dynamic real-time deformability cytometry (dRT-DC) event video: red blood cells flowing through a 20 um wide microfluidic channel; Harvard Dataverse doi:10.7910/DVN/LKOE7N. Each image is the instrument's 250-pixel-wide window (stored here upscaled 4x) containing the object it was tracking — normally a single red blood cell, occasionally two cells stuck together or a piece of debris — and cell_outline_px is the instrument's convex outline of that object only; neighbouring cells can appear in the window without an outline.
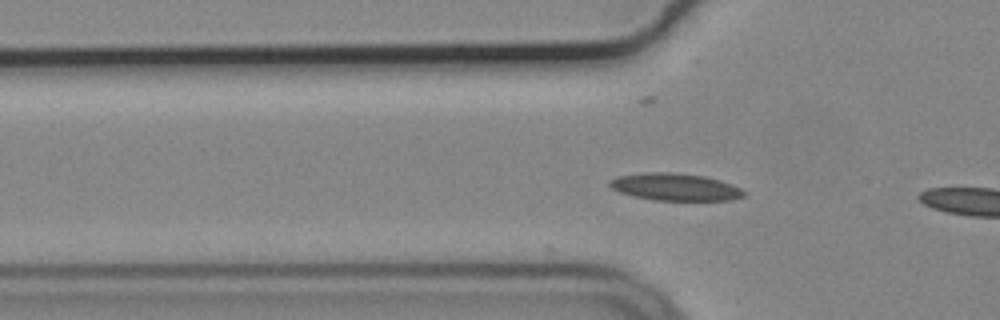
{"species": "common noctule bat (a hibernating species)", "species_latin": "Nyctalus noctula", "temperature_condition": "cold", "stored_images_in_passage": 3, "camera_frame_rate_fps": 3000, "um_per_image_px": 0.085, "animal": {"sex": "male", "body_mass_g": 19.2, "forearm_length_mm": 51.8}, "frame": {"image": 1, "passage_image": 3, "time_ms": 0.667, "image_size_px": [1000, 320], "cell_outline_px": [[744, 196], [732, 200], [656, 200], [636, 196], [620, 192], [612, 188], [608, 184], [608, 180], [620, 176], [644, 172], [676, 172], [704, 176], [720, 180], [732, 184], [740, 188], [744, 192]], "centroid_in_image_um": [57.39, 15.88], "position_along_channel_um": 68.4, "area_um2": 21.21}}